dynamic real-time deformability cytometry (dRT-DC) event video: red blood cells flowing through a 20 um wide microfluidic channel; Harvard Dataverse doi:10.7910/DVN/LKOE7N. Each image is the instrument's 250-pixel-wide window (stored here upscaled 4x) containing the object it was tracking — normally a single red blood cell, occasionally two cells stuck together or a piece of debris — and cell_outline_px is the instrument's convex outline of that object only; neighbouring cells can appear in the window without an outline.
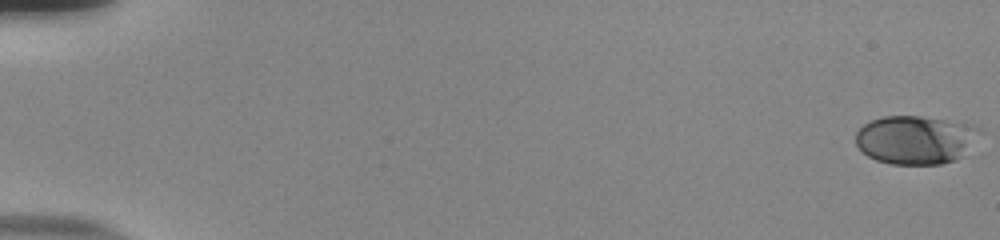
{"species": "human", "species_latin": "Homo sapiens", "temperature_condition": "room temperature", "stored_images_in_passage": 17, "camera_frame_rate_fps": 3000, "um_per_image_px": 0.085, "donor": {"sex": "male"}, "frame": {"image": 1, "passage_image": 1, "time_ms": 0.0, "image_size_px": [1000, 240], "cell_outline_px": [[960, 144], [956, 156], [952, 160], [940, 164], [892, 164], [876, 160], [868, 156], [856, 144], [856, 132], [864, 124], [872, 120], [884, 116], [920, 116], [940, 120], [960, 140]], "centroid_in_image_um": [77.17, 11.94], "position_along_channel_um": 7.8, "area_um2": 30.0}}
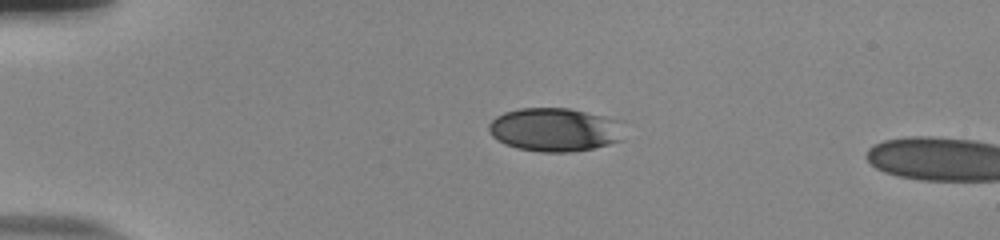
{"frame": {"image": 2, "passage_image": 14, "time_ms": 4.333, "image_size_px": [1000, 240], "cell_outline_px": [[620, 140], [608, 144], [592, 148], [568, 152], [544, 152], [516, 148], [492, 136], [488, 128], [488, 124], [496, 116], [504, 112], [520, 108], [568, 108], [600, 116]], "centroid_in_image_um": [46.87, 11.03], "position_along_channel_um": 38.1, "area_um2": 32.25}}